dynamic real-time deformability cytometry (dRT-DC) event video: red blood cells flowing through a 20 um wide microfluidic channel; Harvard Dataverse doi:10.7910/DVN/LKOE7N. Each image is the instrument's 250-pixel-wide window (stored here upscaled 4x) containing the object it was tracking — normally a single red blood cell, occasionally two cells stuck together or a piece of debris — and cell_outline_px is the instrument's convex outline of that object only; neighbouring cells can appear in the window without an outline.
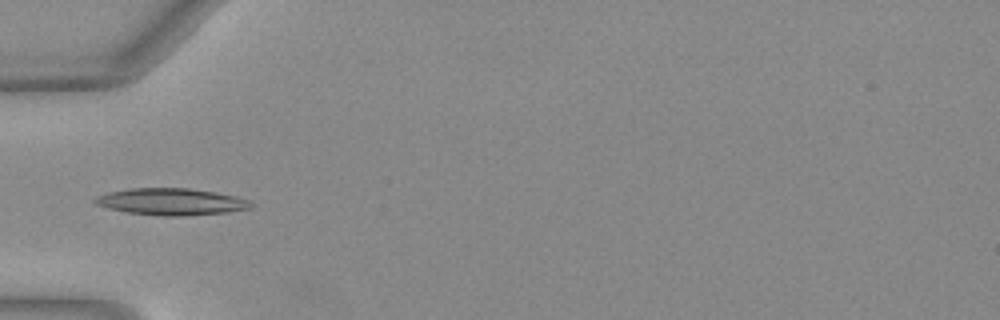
{"species": "Egyptian fruit bat (a non-hibernating species)", "species_latin": "Rousettus aegyptiacus", "temperature_condition": "warm", "stored_images_in_passage": 7, "camera_frame_rate_fps": 3000, "um_per_image_px": 0.085, "animal": {"sex": "female"}, "frame": {"image": 1, "passage_image": 1, "time_ms": 0.0, "image_size_px": [1000, 320], "cell_outline_px": [[252, 208], [228, 212], [184, 216], [164, 216], [128, 212], [108, 208], [96, 204], [92, 200], [96, 196], [108, 192], [132, 188], [188, 188], [216, 192], [236, 196], [248, 200], [252, 204]], "centroid_in_image_um": [14.56, 17.14], "position_along_channel_um": 70.4, "area_um2": 24.33}}